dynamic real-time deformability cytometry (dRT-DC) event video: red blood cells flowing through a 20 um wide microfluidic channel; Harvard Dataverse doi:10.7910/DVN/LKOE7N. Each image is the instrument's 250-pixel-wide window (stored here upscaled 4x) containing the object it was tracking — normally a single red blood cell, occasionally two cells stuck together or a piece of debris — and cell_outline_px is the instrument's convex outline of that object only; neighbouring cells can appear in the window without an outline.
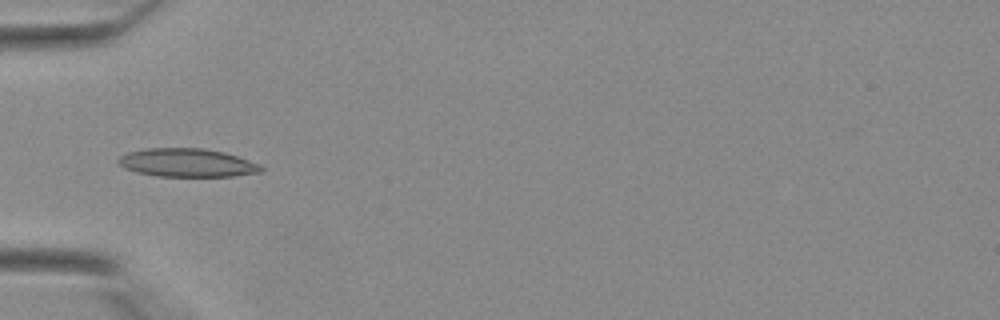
{"species": "Egyptian fruit bat (a non-hibernating species)", "species_latin": "Rousettus aegyptiacus", "temperature_condition": "warm", "stored_images_in_passage": 27, "camera_frame_rate_fps": 3000, "um_per_image_px": 0.085, "animal": {"sex": "female"}, "frame": {"image": 1, "passage_image": 2, "time_ms": 0.333, "image_size_px": [1000, 320], "cell_outline_px": [[264, 172], [232, 176], [156, 176], [140, 172], [128, 168], [120, 164], [116, 160], [120, 156], [128, 152], [148, 148], [204, 148], [224, 152], [236, 156], [256, 164], [264, 168]], "centroid_in_image_um": [15.92, 13.83], "position_along_channel_um": 69.1, "area_um2": 23.24}}
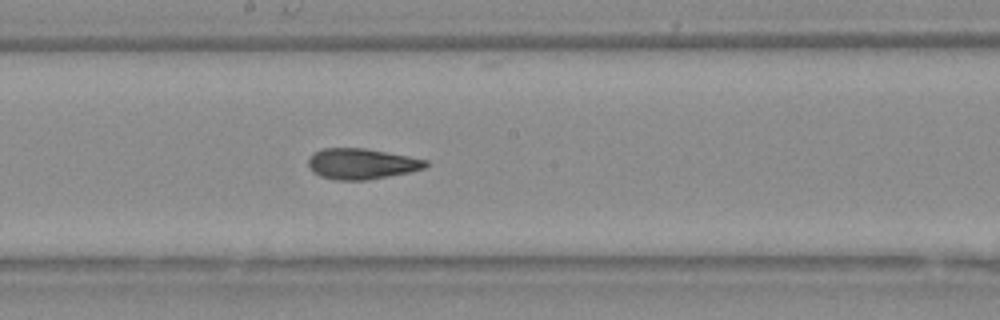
{"frame": {"image": 2, "passage_image": 11, "time_ms": 3.333, "image_size_px": [1000, 320], "cell_outline_px": [[428, 164], [424, 168], [408, 172], [368, 180], [336, 180], [320, 176], [308, 164], [308, 160], [320, 148], [364, 148], [408, 156], [428, 160]], "centroid_in_image_um": [30.75, 13.92], "position_along_channel_um": 217.4, "area_um2": 20.69}}
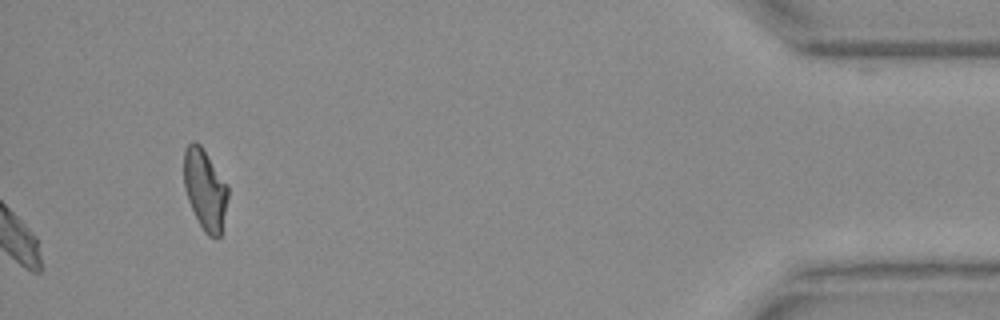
{"frame": {"image": 3, "passage_image": 27, "time_ms": 8.667, "image_size_px": [1000, 320], "cell_outline_px": [[228, 196], [220, 236], [216, 240], [208, 236], [204, 232], [188, 200], [184, 188], [184, 152], [188, 144], [192, 140], [200, 144], [228, 184]], "centroid_in_image_um": [17.43, 16.1], "position_along_channel_um": 417.8, "area_um2": 20.69}}